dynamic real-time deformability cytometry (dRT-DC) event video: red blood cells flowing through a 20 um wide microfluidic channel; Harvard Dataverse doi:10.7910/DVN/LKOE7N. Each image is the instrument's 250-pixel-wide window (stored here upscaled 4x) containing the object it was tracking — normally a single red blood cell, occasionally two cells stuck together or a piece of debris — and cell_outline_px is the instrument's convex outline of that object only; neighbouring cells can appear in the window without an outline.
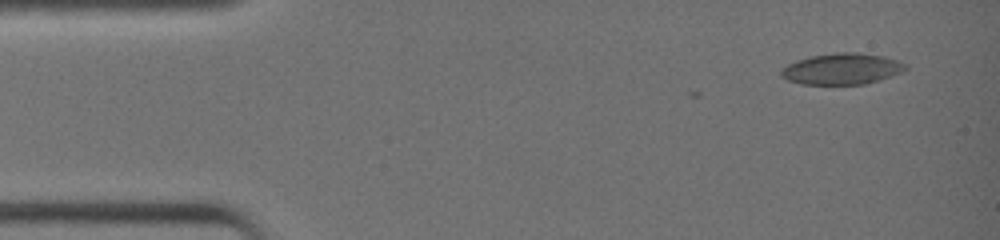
{"species": "common noctule bat (a hibernating species)", "species_latin": "Nyctalus noctula", "temperature_condition": "warm", "stored_images_in_passage": 7, "camera_frame_rate_fps": 3000, "um_per_image_px": 0.085, "animal": {"sex": "female", "body_mass_g": 19.0, "forearm_length_mm": 51.5}, "frame": {"image": 1, "passage_image": 1, "time_ms": 0.0, "image_size_px": [1000, 240], "cell_outline_px": [[908, 68], [904, 72], [880, 80], [864, 84], [800, 84], [788, 80], [780, 76], [780, 68], [796, 60], [812, 56], [836, 52], [856, 52], [884, 56], [908, 64]], "centroid_in_image_um": [71.58, 5.85], "position_along_channel_um": 13.4, "area_um2": 22.83}}